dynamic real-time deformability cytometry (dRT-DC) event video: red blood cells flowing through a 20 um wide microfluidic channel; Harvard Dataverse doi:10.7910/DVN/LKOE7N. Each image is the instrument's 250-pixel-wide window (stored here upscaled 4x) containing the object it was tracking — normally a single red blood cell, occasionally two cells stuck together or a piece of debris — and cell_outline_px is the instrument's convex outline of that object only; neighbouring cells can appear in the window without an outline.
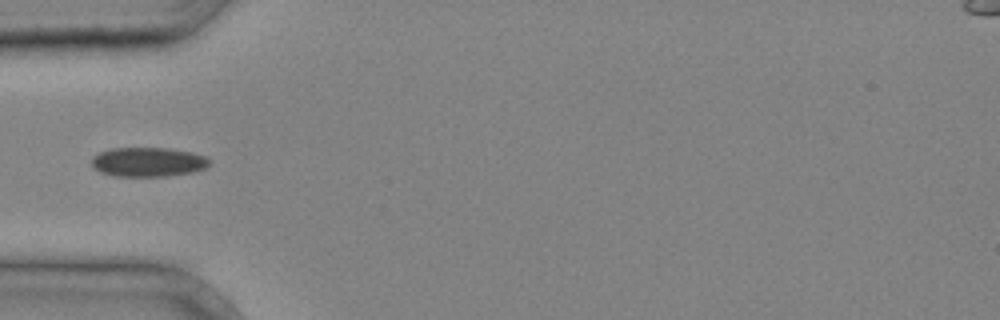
{"species": "common noctule bat (a hibernating species)", "species_latin": "Nyctalus noctula", "temperature_condition": "cold", "stored_images_in_passage": 1, "camera_frame_rate_fps": 3000, "um_per_image_px": 0.085, "animal": {"sex": "male", "body_mass_g": 20.4}, "frame": {"image": 1, "passage_image": 1, "time_ms": 0.0, "image_size_px": [1000, 320], "cell_outline_px": [[208, 164], [204, 168], [192, 172], [168, 176], [116, 176], [100, 172], [92, 164], [92, 156], [100, 152], [112, 148], [168, 148], [192, 152], [204, 156], [208, 160]], "centroid_in_image_um": [12.56, 13.76], "position_along_channel_um": 72.4, "area_um2": 19.94}}